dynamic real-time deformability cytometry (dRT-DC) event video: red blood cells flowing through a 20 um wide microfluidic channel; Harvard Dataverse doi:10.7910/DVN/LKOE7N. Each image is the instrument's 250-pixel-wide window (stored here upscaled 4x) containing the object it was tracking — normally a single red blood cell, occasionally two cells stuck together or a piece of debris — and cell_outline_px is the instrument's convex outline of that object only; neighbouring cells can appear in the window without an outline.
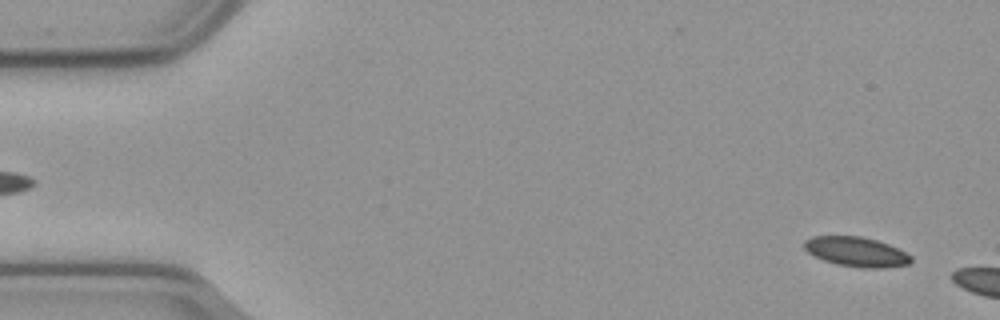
{"species": "common noctule bat (a hibernating species)", "species_latin": "Nyctalus noctula", "temperature_condition": "cold", "stored_images_in_passage": 7, "camera_frame_rate_fps": 3000, "um_per_image_px": 0.085, "animal": {"sex": "male", "body_mass_g": 23.1, "forearm_length_mm": 52.7}, "frame": {"image": 1, "passage_image": 3, "time_ms": 0.667, "image_size_px": [1000, 320], "cell_outline_px": [[912, 260], [908, 264], [884, 268], [860, 268], [836, 264], [824, 260], [808, 252], [804, 248], [804, 240], [812, 236], [860, 236], [876, 240], [888, 244], [912, 256]], "centroid_in_image_um": [72.78, 21.4], "position_along_channel_um": 12.2, "area_um2": 18.38}}